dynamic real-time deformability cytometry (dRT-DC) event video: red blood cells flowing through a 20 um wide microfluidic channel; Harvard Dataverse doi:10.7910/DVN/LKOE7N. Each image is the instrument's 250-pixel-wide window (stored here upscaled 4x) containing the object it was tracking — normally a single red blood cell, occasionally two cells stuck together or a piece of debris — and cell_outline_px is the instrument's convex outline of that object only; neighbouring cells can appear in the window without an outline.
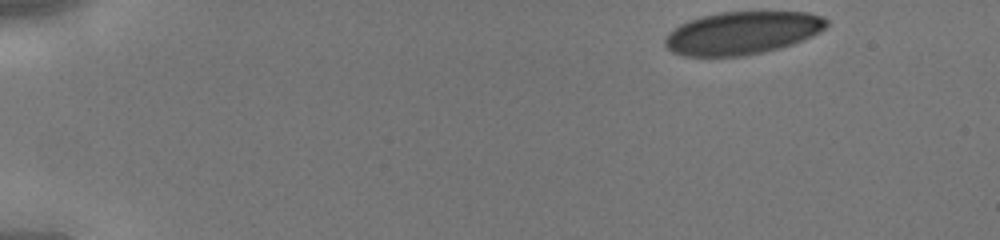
{"species": "human", "species_latin": "Homo sapiens", "temperature_condition": "cold", "stored_images_in_passage": 40, "camera_frame_rate_fps": 3000, "um_per_image_px": 0.085, "donor": {"sex": "male"}, "frame": {"image": 1, "passage_image": 1, "time_ms": 0.0, "image_size_px": [1000, 240], "cell_outline_px": [[828, 24], [820, 32], [812, 36], [792, 44], [760, 52], [740, 56], [684, 56], [672, 52], [664, 44], [664, 40], [668, 32], [680, 24], [688, 20], [700, 16], [720, 12], [808, 12], [824, 16], [828, 20]], "centroid_in_image_um": [63.07, 2.79], "position_along_channel_um": 21.9, "area_um2": 40.29}}
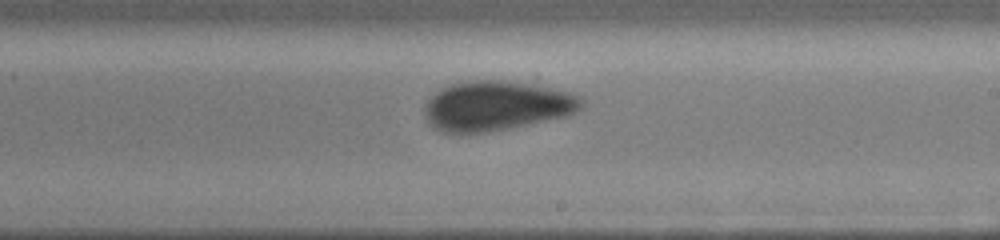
{"frame": {"image": 2, "passage_image": 23, "time_ms": 7.333, "image_size_px": [1000, 240], "cell_outline_px": [[584, 104], [576, 112], [568, 116], [508, 128], [484, 132], [440, 132], [432, 128], [428, 124], [424, 112], [424, 104], [440, 88], [448, 84], [472, 80], [500, 80], [572, 92], [580, 96], [584, 100]], "centroid_in_image_um": [42.17, 9.0], "position_along_channel_um": 246.8, "area_um2": 45.32}}
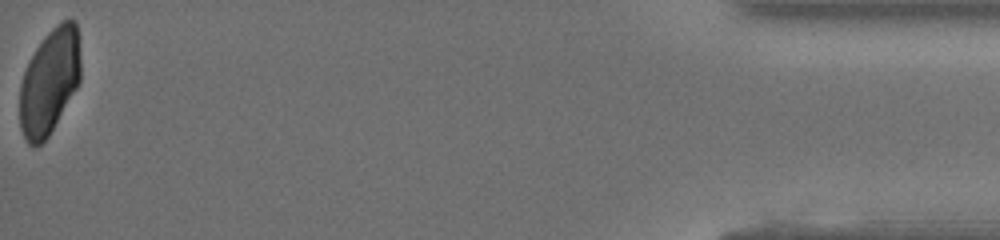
{"frame": {"image": 3, "passage_image": 40, "time_ms": 13.0, "image_size_px": [1000, 240], "cell_outline_px": [[80, 80], [76, 88], [48, 136], [40, 144], [28, 144], [20, 128], [20, 84], [24, 72], [36, 48], [44, 36], [56, 24], [64, 20], [76, 20], [80, 56]], "centroid_in_image_um": [4.21, 6.9], "position_along_channel_um": 431.0, "area_um2": 36.93}}